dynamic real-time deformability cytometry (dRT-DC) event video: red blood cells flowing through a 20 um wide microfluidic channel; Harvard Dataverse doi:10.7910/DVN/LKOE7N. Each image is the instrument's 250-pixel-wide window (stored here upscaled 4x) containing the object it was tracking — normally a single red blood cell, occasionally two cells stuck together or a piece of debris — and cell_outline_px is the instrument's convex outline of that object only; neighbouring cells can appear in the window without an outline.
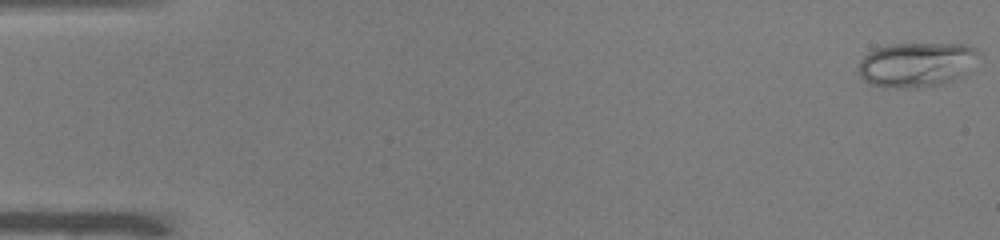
{"species": "common noctule bat (a hibernating species)", "species_latin": "Nyctalus noctula", "temperature_condition": "warm", "stored_images_in_passage": 9, "camera_frame_rate_fps": 3000, "um_per_image_px": 0.085, "animal": {"sex": "male", "body_mass_g": 19.0, "forearm_length_mm": 50.8}, "frame": {"image": 1, "passage_image": 1, "time_ms": 0.0, "image_size_px": [1000, 240], "cell_outline_px": [[976, 52], [960, 76], [952, 80], [940, 84], [912, 88], [884, 88], [872, 84], [864, 80], [860, 76], [860, 60], [868, 52], [876, 48], [892, 44], [964, 44], [976, 48]], "centroid_in_image_um": [77.78, 5.49], "position_along_channel_um": 7.2, "area_um2": 30.35}}